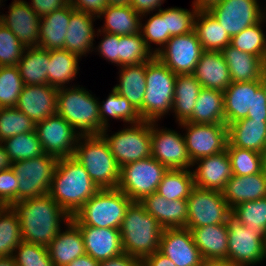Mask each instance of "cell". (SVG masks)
Here are the masks:
<instances>
[{"label": "cell", "mask_w": 266, "mask_h": 266, "mask_svg": "<svg viewBox=\"0 0 266 266\" xmlns=\"http://www.w3.org/2000/svg\"><path fill=\"white\" fill-rule=\"evenodd\" d=\"M107 4L113 6H128L130 5V0H107Z\"/></svg>", "instance_id": "89a4df30"}, {"label": "cell", "mask_w": 266, "mask_h": 266, "mask_svg": "<svg viewBox=\"0 0 266 266\" xmlns=\"http://www.w3.org/2000/svg\"><path fill=\"white\" fill-rule=\"evenodd\" d=\"M155 55L147 48L141 32L120 36L119 67L151 60Z\"/></svg>", "instance_id": "7dc6e473"}, {"label": "cell", "mask_w": 266, "mask_h": 266, "mask_svg": "<svg viewBox=\"0 0 266 266\" xmlns=\"http://www.w3.org/2000/svg\"><path fill=\"white\" fill-rule=\"evenodd\" d=\"M23 87L17 66H0V108L15 107Z\"/></svg>", "instance_id": "681fc988"}, {"label": "cell", "mask_w": 266, "mask_h": 266, "mask_svg": "<svg viewBox=\"0 0 266 266\" xmlns=\"http://www.w3.org/2000/svg\"><path fill=\"white\" fill-rule=\"evenodd\" d=\"M228 142L232 146L266 152V121L244 118L228 126Z\"/></svg>", "instance_id": "1f68e13d"}, {"label": "cell", "mask_w": 266, "mask_h": 266, "mask_svg": "<svg viewBox=\"0 0 266 266\" xmlns=\"http://www.w3.org/2000/svg\"><path fill=\"white\" fill-rule=\"evenodd\" d=\"M10 207L20 221L22 241L46 247L60 232L61 224L72 218L49 194L14 202Z\"/></svg>", "instance_id": "6da1fadb"}, {"label": "cell", "mask_w": 266, "mask_h": 266, "mask_svg": "<svg viewBox=\"0 0 266 266\" xmlns=\"http://www.w3.org/2000/svg\"><path fill=\"white\" fill-rule=\"evenodd\" d=\"M259 2V0H221L208 11L232 38L266 16V7L263 10Z\"/></svg>", "instance_id": "9a60e30c"}, {"label": "cell", "mask_w": 266, "mask_h": 266, "mask_svg": "<svg viewBox=\"0 0 266 266\" xmlns=\"http://www.w3.org/2000/svg\"><path fill=\"white\" fill-rule=\"evenodd\" d=\"M141 266H176L174 262L159 250L146 256L141 261Z\"/></svg>", "instance_id": "6125c7cd"}, {"label": "cell", "mask_w": 266, "mask_h": 266, "mask_svg": "<svg viewBox=\"0 0 266 266\" xmlns=\"http://www.w3.org/2000/svg\"><path fill=\"white\" fill-rule=\"evenodd\" d=\"M140 203L165 228H186L188 207L186 200H167L154 192L145 196Z\"/></svg>", "instance_id": "cb8c5ba5"}, {"label": "cell", "mask_w": 266, "mask_h": 266, "mask_svg": "<svg viewBox=\"0 0 266 266\" xmlns=\"http://www.w3.org/2000/svg\"><path fill=\"white\" fill-rule=\"evenodd\" d=\"M133 201L119 189L98 190L71 220L77 226L120 229Z\"/></svg>", "instance_id": "52a82bcc"}, {"label": "cell", "mask_w": 266, "mask_h": 266, "mask_svg": "<svg viewBox=\"0 0 266 266\" xmlns=\"http://www.w3.org/2000/svg\"><path fill=\"white\" fill-rule=\"evenodd\" d=\"M192 10L168 7L167 33L172 36H179L194 31L195 18L198 13L196 7L192 5Z\"/></svg>", "instance_id": "db71d44e"}, {"label": "cell", "mask_w": 266, "mask_h": 266, "mask_svg": "<svg viewBox=\"0 0 266 266\" xmlns=\"http://www.w3.org/2000/svg\"><path fill=\"white\" fill-rule=\"evenodd\" d=\"M11 162L32 159L44 154L36 131L22 133L1 142Z\"/></svg>", "instance_id": "b9f144b4"}, {"label": "cell", "mask_w": 266, "mask_h": 266, "mask_svg": "<svg viewBox=\"0 0 266 266\" xmlns=\"http://www.w3.org/2000/svg\"><path fill=\"white\" fill-rule=\"evenodd\" d=\"M22 242L17 214L10 206L0 207V257H10Z\"/></svg>", "instance_id": "7bdbcfd3"}, {"label": "cell", "mask_w": 266, "mask_h": 266, "mask_svg": "<svg viewBox=\"0 0 266 266\" xmlns=\"http://www.w3.org/2000/svg\"><path fill=\"white\" fill-rule=\"evenodd\" d=\"M36 124L16 107L0 108V143L10 137L35 131Z\"/></svg>", "instance_id": "c3c4849f"}, {"label": "cell", "mask_w": 266, "mask_h": 266, "mask_svg": "<svg viewBox=\"0 0 266 266\" xmlns=\"http://www.w3.org/2000/svg\"><path fill=\"white\" fill-rule=\"evenodd\" d=\"M96 19H98L96 15L75 9L70 15L64 50L76 54L80 58L87 56L89 51H94L93 41L96 38V31L93 24Z\"/></svg>", "instance_id": "d4e9b609"}, {"label": "cell", "mask_w": 266, "mask_h": 266, "mask_svg": "<svg viewBox=\"0 0 266 266\" xmlns=\"http://www.w3.org/2000/svg\"><path fill=\"white\" fill-rule=\"evenodd\" d=\"M97 17H104L105 23L99 28L101 32L120 36L140 33L141 15L130 5H108Z\"/></svg>", "instance_id": "836d02e7"}, {"label": "cell", "mask_w": 266, "mask_h": 266, "mask_svg": "<svg viewBox=\"0 0 266 266\" xmlns=\"http://www.w3.org/2000/svg\"><path fill=\"white\" fill-rule=\"evenodd\" d=\"M165 0H130V6L141 15V20L154 11H159Z\"/></svg>", "instance_id": "91938a15"}, {"label": "cell", "mask_w": 266, "mask_h": 266, "mask_svg": "<svg viewBox=\"0 0 266 266\" xmlns=\"http://www.w3.org/2000/svg\"><path fill=\"white\" fill-rule=\"evenodd\" d=\"M201 266H239L228 259L203 260Z\"/></svg>", "instance_id": "03108f58"}, {"label": "cell", "mask_w": 266, "mask_h": 266, "mask_svg": "<svg viewBox=\"0 0 266 266\" xmlns=\"http://www.w3.org/2000/svg\"><path fill=\"white\" fill-rule=\"evenodd\" d=\"M194 186L222 192L227 181L233 176L231 161L227 151L203 157L193 162Z\"/></svg>", "instance_id": "7402d4cb"}, {"label": "cell", "mask_w": 266, "mask_h": 266, "mask_svg": "<svg viewBox=\"0 0 266 266\" xmlns=\"http://www.w3.org/2000/svg\"><path fill=\"white\" fill-rule=\"evenodd\" d=\"M76 10L98 16L107 6V0H69Z\"/></svg>", "instance_id": "680465c9"}, {"label": "cell", "mask_w": 266, "mask_h": 266, "mask_svg": "<svg viewBox=\"0 0 266 266\" xmlns=\"http://www.w3.org/2000/svg\"><path fill=\"white\" fill-rule=\"evenodd\" d=\"M99 34H103V38H101L102 40L99 42V45L96 46L97 48L94 47V49L99 52L102 58L119 66L120 35L105 32L101 33V31L97 29V38Z\"/></svg>", "instance_id": "9f6ffc18"}, {"label": "cell", "mask_w": 266, "mask_h": 266, "mask_svg": "<svg viewBox=\"0 0 266 266\" xmlns=\"http://www.w3.org/2000/svg\"><path fill=\"white\" fill-rule=\"evenodd\" d=\"M184 135L191 162L226 150L228 126L226 124H202L183 122L178 124Z\"/></svg>", "instance_id": "5bb4252c"}, {"label": "cell", "mask_w": 266, "mask_h": 266, "mask_svg": "<svg viewBox=\"0 0 266 266\" xmlns=\"http://www.w3.org/2000/svg\"><path fill=\"white\" fill-rule=\"evenodd\" d=\"M25 48L15 34L0 22V66H17Z\"/></svg>", "instance_id": "f5cc1de1"}, {"label": "cell", "mask_w": 266, "mask_h": 266, "mask_svg": "<svg viewBox=\"0 0 266 266\" xmlns=\"http://www.w3.org/2000/svg\"><path fill=\"white\" fill-rule=\"evenodd\" d=\"M0 266H17L12 256L0 257Z\"/></svg>", "instance_id": "a7ac6f4b"}, {"label": "cell", "mask_w": 266, "mask_h": 266, "mask_svg": "<svg viewBox=\"0 0 266 266\" xmlns=\"http://www.w3.org/2000/svg\"><path fill=\"white\" fill-rule=\"evenodd\" d=\"M82 233L85 252L98 261L124 253L119 229L78 226Z\"/></svg>", "instance_id": "603a6c76"}, {"label": "cell", "mask_w": 266, "mask_h": 266, "mask_svg": "<svg viewBox=\"0 0 266 266\" xmlns=\"http://www.w3.org/2000/svg\"><path fill=\"white\" fill-rule=\"evenodd\" d=\"M264 22L266 23V16L257 24L233 36L230 45L266 60V35L262 28Z\"/></svg>", "instance_id": "bcb514c9"}, {"label": "cell", "mask_w": 266, "mask_h": 266, "mask_svg": "<svg viewBox=\"0 0 266 266\" xmlns=\"http://www.w3.org/2000/svg\"><path fill=\"white\" fill-rule=\"evenodd\" d=\"M203 260L227 259L228 229L226 223L187 228Z\"/></svg>", "instance_id": "4dcf8cb0"}, {"label": "cell", "mask_w": 266, "mask_h": 266, "mask_svg": "<svg viewBox=\"0 0 266 266\" xmlns=\"http://www.w3.org/2000/svg\"><path fill=\"white\" fill-rule=\"evenodd\" d=\"M75 9L68 4L40 19L38 46L47 50L64 49L70 15Z\"/></svg>", "instance_id": "f546056e"}, {"label": "cell", "mask_w": 266, "mask_h": 266, "mask_svg": "<svg viewBox=\"0 0 266 266\" xmlns=\"http://www.w3.org/2000/svg\"><path fill=\"white\" fill-rule=\"evenodd\" d=\"M203 48L194 31L172 36L155 55L173 73L193 74Z\"/></svg>", "instance_id": "ac0fdd59"}, {"label": "cell", "mask_w": 266, "mask_h": 266, "mask_svg": "<svg viewBox=\"0 0 266 266\" xmlns=\"http://www.w3.org/2000/svg\"><path fill=\"white\" fill-rule=\"evenodd\" d=\"M49 50L40 46L26 47L17 63L24 85L48 84Z\"/></svg>", "instance_id": "8d00e7d4"}, {"label": "cell", "mask_w": 266, "mask_h": 266, "mask_svg": "<svg viewBox=\"0 0 266 266\" xmlns=\"http://www.w3.org/2000/svg\"><path fill=\"white\" fill-rule=\"evenodd\" d=\"M58 158L46 153L23 161L12 162L18 180V201L48 194Z\"/></svg>", "instance_id": "7c38bea8"}, {"label": "cell", "mask_w": 266, "mask_h": 266, "mask_svg": "<svg viewBox=\"0 0 266 266\" xmlns=\"http://www.w3.org/2000/svg\"><path fill=\"white\" fill-rule=\"evenodd\" d=\"M78 86V87H77ZM98 98L84 87L74 85L58 88L57 111L80 136L100 135Z\"/></svg>", "instance_id": "277c9868"}, {"label": "cell", "mask_w": 266, "mask_h": 266, "mask_svg": "<svg viewBox=\"0 0 266 266\" xmlns=\"http://www.w3.org/2000/svg\"><path fill=\"white\" fill-rule=\"evenodd\" d=\"M3 2H4L3 0H0V8H1V6H3V5H2ZM1 18H2V14H1V12H0V21H1Z\"/></svg>", "instance_id": "8c879c8a"}, {"label": "cell", "mask_w": 266, "mask_h": 266, "mask_svg": "<svg viewBox=\"0 0 266 266\" xmlns=\"http://www.w3.org/2000/svg\"><path fill=\"white\" fill-rule=\"evenodd\" d=\"M151 156L169 170L193 168L184 135L157 122H151Z\"/></svg>", "instance_id": "2e32d148"}, {"label": "cell", "mask_w": 266, "mask_h": 266, "mask_svg": "<svg viewBox=\"0 0 266 266\" xmlns=\"http://www.w3.org/2000/svg\"><path fill=\"white\" fill-rule=\"evenodd\" d=\"M57 94L48 84L24 85L15 107L36 124L56 114Z\"/></svg>", "instance_id": "ffe728a7"}, {"label": "cell", "mask_w": 266, "mask_h": 266, "mask_svg": "<svg viewBox=\"0 0 266 266\" xmlns=\"http://www.w3.org/2000/svg\"><path fill=\"white\" fill-rule=\"evenodd\" d=\"M186 202L188 207L186 228L224 224L232 212L223 193L216 190L194 186Z\"/></svg>", "instance_id": "4fadbf2b"}, {"label": "cell", "mask_w": 266, "mask_h": 266, "mask_svg": "<svg viewBox=\"0 0 266 266\" xmlns=\"http://www.w3.org/2000/svg\"><path fill=\"white\" fill-rule=\"evenodd\" d=\"M120 68L119 84L113 89L139 110L143 105L146 90V62L124 65Z\"/></svg>", "instance_id": "d6a6232c"}, {"label": "cell", "mask_w": 266, "mask_h": 266, "mask_svg": "<svg viewBox=\"0 0 266 266\" xmlns=\"http://www.w3.org/2000/svg\"><path fill=\"white\" fill-rule=\"evenodd\" d=\"M9 14H2L1 23L10 29L26 47L38 46L41 17L25 0H14Z\"/></svg>", "instance_id": "44dd1931"}, {"label": "cell", "mask_w": 266, "mask_h": 266, "mask_svg": "<svg viewBox=\"0 0 266 266\" xmlns=\"http://www.w3.org/2000/svg\"><path fill=\"white\" fill-rule=\"evenodd\" d=\"M226 61L232 82H251L260 80L266 60L243 52L231 45H228L221 51Z\"/></svg>", "instance_id": "f1b7e54d"}, {"label": "cell", "mask_w": 266, "mask_h": 266, "mask_svg": "<svg viewBox=\"0 0 266 266\" xmlns=\"http://www.w3.org/2000/svg\"><path fill=\"white\" fill-rule=\"evenodd\" d=\"M193 75L203 88L222 92L232 83L228 65L221 51H203Z\"/></svg>", "instance_id": "484cf974"}, {"label": "cell", "mask_w": 266, "mask_h": 266, "mask_svg": "<svg viewBox=\"0 0 266 266\" xmlns=\"http://www.w3.org/2000/svg\"><path fill=\"white\" fill-rule=\"evenodd\" d=\"M163 227L139 201L128 207L120 227L124 253L141 261L159 250Z\"/></svg>", "instance_id": "3957f363"}, {"label": "cell", "mask_w": 266, "mask_h": 266, "mask_svg": "<svg viewBox=\"0 0 266 266\" xmlns=\"http://www.w3.org/2000/svg\"><path fill=\"white\" fill-rule=\"evenodd\" d=\"M73 157L80 162L99 189H116L120 167L101 135L79 136Z\"/></svg>", "instance_id": "5b68a950"}, {"label": "cell", "mask_w": 266, "mask_h": 266, "mask_svg": "<svg viewBox=\"0 0 266 266\" xmlns=\"http://www.w3.org/2000/svg\"><path fill=\"white\" fill-rule=\"evenodd\" d=\"M223 95L227 126L244 118L266 121V95L260 80L232 82Z\"/></svg>", "instance_id": "ba28073f"}, {"label": "cell", "mask_w": 266, "mask_h": 266, "mask_svg": "<svg viewBox=\"0 0 266 266\" xmlns=\"http://www.w3.org/2000/svg\"><path fill=\"white\" fill-rule=\"evenodd\" d=\"M12 257L17 266H55L44 245L22 241L15 248Z\"/></svg>", "instance_id": "816d5d0a"}, {"label": "cell", "mask_w": 266, "mask_h": 266, "mask_svg": "<svg viewBox=\"0 0 266 266\" xmlns=\"http://www.w3.org/2000/svg\"><path fill=\"white\" fill-rule=\"evenodd\" d=\"M99 264L100 261L95 260L90 255L85 254L81 257L74 259L67 266H99Z\"/></svg>", "instance_id": "be15d7a7"}, {"label": "cell", "mask_w": 266, "mask_h": 266, "mask_svg": "<svg viewBox=\"0 0 266 266\" xmlns=\"http://www.w3.org/2000/svg\"><path fill=\"white\" fill-rule=\"evenodd\" d=\"M159 251L176 266H201L203 258L187 228H165L162 231Z\"/></svg>", "instance_id": "d6986e66"}, {"label": "cell", "mask_w": 266, "mask_h": 266, "mask_svg": "<svg viewBox=\"0 0 266 266\" xmlns=\"http://www.w3.org/2000/svg\"><path fill=\"white\" fill-rule=\"evenodd\" d=\"M176 76L156 56L146 62V90L138 110L142 120L158 122L172 112Z\"/></svg>", "instance_id": "8992f818"}, {"label": "cell", "mask_w": 266, "mask_h": 266, "mask_svg": "<svg viewBox=\"0 0 266 266\" xmlns=\"http://www.w3.org/2000/svg\"><path fill=\"white\" fill-rule=\"evenodd\" d=\"M187 122L225 124L223 92L202 87L193 114Z\"/></svg>", "instance_id": "74e56055"}, {"label": "cell", "mask_w": 266, "mask_h": 266, "mask_svg": "<svg viewBox=\"0 0 266 266\" xmlns=\"http://www.w3.org/2000/svg\"><path fill=\"white\" fill-rule=\"evenodd\" d=\"M126 127L111 136L107 127L100 134L119 167L151 157V122L143 120Z\"/></svg>", "instance_id": "30bf717a"}, {"label": "cell", "mask_w": 266, "mask_h": 266, "mask_svg": "<svg viewBox=\"0 0 266 266\" xmlns=\"http://www.w3.org/2000/svg\"><path fill=\"white\" fill-rule=\"evenodd\" d=\"M228 252L227 259L239 266H255L266 259V232L253 230L232 213L227 217Z\"/></svg>", "instance_id": "9c48e42d"}, {"label": "cell", "mask_w": 266, "mask_h": 266, "mask_svg": "<svg viewBox=\"0 0 266 266\" xmlns=\"http://www.w3.org/2000/svg\"><path fill=\"white\" fill-rule=\"evenodd\" d=\"M231 213L246 227L266 232V197L241 203Z\"/></svg>", "instance_id": "f907efd6"}, {"label": "cell", "mask_w": 266, "mask_h": 266, "mask_svg": "<svg viewBox=\"0 0 266 266\" xmlns=\"http://www.w3.org/2000/svg\"><path fill=\"white\" fill-rule=\"evenodd\" d=\"M27 3L40 17H43L64 8L69 4V0H31V3Z\"/></svg>", "instance_id": "6f0895ef"}, {"label": "cell", "mask_w": 266, "mask_h": 266, "mask_svg": "<svg viewBox=\"0 0 266 266\" xmlns=\"http://www.w3.org/2000/svg\"><path fill=\"white\" fill-rule=\"evenodd\" d=\"M35 131L47 155L58 159L74 155L80 135L59 114L56 113L36 123Z\"/></svg>", "instance_id": "e0dca14e"}, {"label": "cell", "mask_w": 266, "mask_h": 266, "mask_svg": "<svg viewBox=\"0 0 266 266\" xmlns=\"http://www.w3.org/2000/svg\"><path fill=\"white\" fill-rule=\"evenodd\" d=\"M168 169L152 156L120 167L117 189L132 201H141L156 192L163 175Z\"/></svg>", "instance_id": "8fae6325"}, {"label": "cell", "mask_w": 266, "mask_h": 266, "mask_svg": "<svg viewBox=\"0 0 266 266\" xmlns=\"http://www.w3.org/2000/svg\"><path fill=\"white\" fill-rule=\"evenodd\" d=\"M220 1L221 0H194L192 5L199 10H208L211 6Z\"/></svg>", "instance_id": "003e7915"}, {"label": "cell", "mask_w": 266, "mask_h": 266, "mask_svg": "<svg viewBox=\"0 0 266 266\" xmlns=\"http://www.w3.org/2000/svg\"><path fill=\"white\" fill-rule=\"evenodd\" d=\"M223 197L232 210L246 201H255L266 197V170L245 176L233 175L222 191Z\"/></svg>", "instance_id": "4316f807"}, {"label": "cell", "mask_w": 266, "mask_h": 266, "mask_svg": "<svg viewBox=\"0 0 266 266\" xmlns=\"http://www.w3.org/2000/svg\"><path fill=\"white\" fill-rule=\"evenodd\" d=\"M66 226V227H65ZM47 246L55 266H67L74 259L86 254L80 228L71 220Z\"/></svg>", "instance_id": "83f0119b"}, {"label": "cell", "mask_w": 266, "mask_h": 266, "mask_svg": "<svg viewBox=\"0 0 266 266\" xmlns=\"http://www.w3.org/2000/svg\"><path fill=\"white\" fill-rule=\"evenodd\" d=\"M98 190L85 168L71 156L58 160L48 194L72 217Z\"/></svg>", "instance_id": "7a4b0ae2"}, {"label": "cell", "mask_w": 266, "mask_h": 266, "mask_svg": "<svg viewBox=\"0 0 266 266\" xmlns=\"http://www.w3.org/2000/svg\"><path fill=\"white\" fill-rule=\"evenodd\" d=\"M226 151L231 161L233 175L257 174L265 168L264 154L232 146L227 142Z\"/></svg>", "instance_id": "f6af8a7d"}, {"label": "cell", "mask_w": 266, "mask_h": 266, "mask_svg": "<svg viewBox=\"0 0 266 266\" xmlns=\"http://www.w3.org/2000/svg\"><path fill=\"white\" fill-rule=\"evenodd\" d=\"M194 187L192 169H173L163 175L156 193L167 200H186Z\"/></svg>", "instance_id": "60d3db41"}, {"label": "cell", "mask_w": 266, "mask_h": 266, "mask_svg": "<svg viewBox=\"0 0 266 266\" xmlns=\"http://www.w3.org/2000/svg\"><path fill=\"white\" fill-rule=\"evenodd\" d=\"M167 18L168 8H161L157 13L155 12V14H152L145 23L141 21V35L145 40L147 48L154 55H156L171 38L167 33ZM151 44H155L158 48H152Z\"/></svg>", "instance_id": "ee69618b"}, {"label": "cell", "mask_w": 266, "mask_h": 266, "mask_svg": "<svg viewBox=\"0 0 266 266\" xmlns=\"http://www.w3.org/2000/svg\"><path fill=\"white\" fill-rule=\"evenodd\" d=\"M261 87L263 88L265 95H266V68L263 71V74L260 78Z\"/></svg>", "instance_id": "2644e50d"}, {"label": "cell", "mask_w": 266, "mask_h": 266, "mask_svg": "<svg viewBox=\"0 0 266 266\" xmlns=\"http://www.w3.org/2000/svg\"><path fill=\"white\" fill-rule=\"evenodd\" d=\"M265 170H266V152L264 154Z\"/></svg>", "instance_id": "753ad0ef"}, {"label": "cell", "mask_w": 266, "mask_h": 266, "mask_svg": "<svg viewBox=\"0 0 266 266\" xmlns=\"http://www.w3.org/2000/svg\"><path fill=\"white\" fill-rule=\"evenodd\" d=\"M202 85L193 74H178L175 81V91L172 112L178 124L187 122L195 107Z\"/></svg>", "instance_id": "e575fe53"}, {"label": "cell", "mask_w": 266, "mask_h": 266, "mask_svg": "<svg viewBox=\"0 0 266 266\" xmlns=\"http://www.w3.org/2000/svg\"><path fill=\"white\" fill-rule=\"evenodd\" d=\"M12 162L9 159L7 152L5 151L3 145L0 143V171L9 169Z\"/></svg>", "instance_id": "e7e4bbea"}, {"label": "cell", "mask_w": 266, "mask_h": 266, "mask_svg": "<svg viewBox=\"0 0 266 266\" xmlns=\"http://www.w3.org/2000/svg\"><path fill=\"white\" fill-rule=\"evenodd\" d=\"M48 85L55 88L66 87L78 75L81 58L64 49L49 50Z\"/></svg>", "instance_id": "f35d334b"}, {"label": "cell", "mask_w": 266, "mask_h": 266, "mask_svg": "<svg viewBox=\"0 0 266 266\" xmlns=\"http://www.w3.org/2000/svg\"><path fill=\"white\" fill-rule=\"evenodd\" d=\"M194 32L203 51H222L231 43V38L208 10H198Z\"/></svg>", "instance_id": "d590c367"}, {"label": "cell", "mask_w": 266, "mask_h": 266, "mask_svg": "<svg viewBox=\"0 0 266 266\" xmlns=\"http://www.w3.org/2000/svg\"><path fill=\"white\" fill-rule=\"evenodd\" d=\"M99 266H141V260L127 253L100 261Z\"/></svg>", "instance_id": "94428289"}, {"label": "cell", "mask_w": 266, "mask_h": 266, "mask_svg": "<svg viewBox=\"0 0 266 266\" xmlns=\"http://www.w3.org/2000/svg\"><path fill=\"white\" fill-rule=\"evenodd\" d=\"M98 103L101 126L104 129L109 127L108 121L110 118L121 120L127 123V125L143 121L136 107L114 89L111 90L106 100L99 101Z\"/></svg>", "instance_id": "ab89813d"}, {"label": "cell", "mask_w": 266, "mask_h": 266, "mask_svg": "<svg viewBox=\"0 0 266 266\" xmlns=\"http://www.w3.org/2000/svg\"><path fill=\"white\" fill-rule=\"evenodd\" d=\"M18 180L14 170L9 169L0 171V205L11 206L18 202Z\"/></svg>", "instance_id": "11a10c76"}]
</instances>
